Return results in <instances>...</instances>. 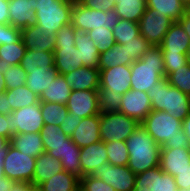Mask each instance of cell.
<instances>
[{
    "label": "cell",
    "mask_w": 190,
    "mask_h": 191,
    "mask_svg": "<svg viewBox=\"0 0 190 191\" xmlns=\"http://www.w3.org/2000/svg\"><path fill=\"white\" fill-rule=\"evenodd\" d=\"M120 18L115 9L107 12L89 9L79 2L73 4L71 24L77 31L88 32L95 29H113Z\"/></svg>",
    "instance_id": "8992f818"
},
{
    "label": "cell",
    "mask_w": 190,
    "mask_h": 191,
    "mask_svg": "<svg viewBox=\"0 0 190 191\" xmlns=\"http://www.w3.org/2000/svg\"><path fill=\"white\" fill-rule=\"evenodd\" d=\"M162 53H189L190 38L179 22H174L160 45Z\"/></svg>",
    "instance_id": "603a6c76"
},
{
    "label": "cell",
    "mask_w": 190,
    "mask_h": 191,
    "mask_svg": "<svg viewBox=\"0 0 190 191\" xmlns=\"http://www.w3.org/2000/svg\"><path fill=\"white\" fill-rule=\"evenodd\" d=\"M9 69V67L0 66V94L4 93V73Z\"/></svg>",
    "instance_id": "e7e4bbea"
},
{
    "label": "cell",
    "mask_w": 190,
    "mask_h": 191,
    "mask_svg": "<svg viewBox=\"0 0 190 191\" xmlns=\"http://www.w3.org/2000/svg\"><path fill=\"white\" fill-rule=\"evenodd\" d=\"M76 191H85L80 186L76 189Z\"/></svg>",
    "instance_id": "2644e50d"
},
{
    "label": "cell",
    "mask_w": 190,
    "mask_h": 191,
    "mask_svg": "<svg viewBox=\"0 0 190 191\" xmlns=\"http://www.w3.org/2000/svg\"><path fill=\"white\" fill-rule=\"evenodd\" d=\"M11 137L18 133H39L43 126L41 105L36 103L11 113Z\"/></svg>",
    "instance_id": "7c38bea8"
},
{
    "label": "cell",
    "mask_w": 190,
    "mask_h": 191,
    "mask_svg": "<svg viewBox=\"0 0 190 191\" xmlns=\"http://www.w3.org/2000/svg\"><path fill=\"white\" fill-rule=\"evenodd\" d=\"M9 143L21 153L33 158H37L41 153L45 152L40 132L14 134Z\"/></svg>",
    "instance_id": "d4e9b609"
},
{
    "label": "cell",
    "mask_w": 190,
    "mask_h": 191,
    "mask_svg": "<svg viewBox=\"0 0 190 191\" xmlns=\"http://www.w3.org/2000/svg\"><path fill=\"white\" fill-rule=\"evenodd\" d=\"M63 76L73 90H99L100 88V70L97 68L82 66Z\"/></svg>",
    "instance_id": "ffe728a7"
},
{
    "label": "cell",
    "mask_w": 190,
    "mask_h": 191,
    "mask_svg": "<svg viewBox=\"0 0 190 191\" xmlns=\"http://www.w3.org/2000/svg\"><path fill=\"white\" fill-rule=\"evenodd\" d=\"M36 158L21 153L10 144L4 159V174L14 182L30 183L33 181Z\"/></svg>",
    "instance_id": "9c48e42d"
},
{
    "label": "cell",
    "mask_w": 190,
    "mask_h": 191,
    "mask_svg": "<svg viewBox=\"0 0 190 191\" xmlns=\"http://www.w3.org/2000/svg\"><path fill=\"white\" fill-rule=\"evenodd\" d=\"M59 73L55 67L50 70L29 71L26 77L25 85L30 88L38 96L48 88L51 82L57 77Z\"/></svg>",
    "instance_id": "d6a6232c"
},
{
    "label": "cell",
    "mask_w": 190,
    "mask_h": 191,
    "mask_svg": "<svg viewBox=\"0 0 190 191\" xmlns=\"http://www.w3.org/2000/svg\"><path fill=\"white\" fill-rule=\"evenodd\" d=\"M108 163L115 166H127L129 153L125 141H111L105 143Z\"/></svg>",
    "instance_id": "f35d334b"
},
{
    "label": "cell",
    "mask_w": 190,
    "mask_h": 191,
    "mask_svg": "<svg viewBox=\"0 0 190 191\" xmlns=\"http://www.w3.org/2000/svg\"><path fill=\"white\" fill-rule=\"evenodd\" d=\"M169 84L178 88L183 93L190 96V65L189 63L171 72L167 76Z\"/></svg>",
    "instance_id": "60d3db41"
},
{
    "label": "cell",
    "mask_w": 190,
    "mask_h": 191,
    "mask_svg": "<svg viewBox=\"0 0 190 191\" xmlns=\"http://www.w3.org/2000/svg\"><path fill=\"white\" fill-rule=\"evenodd\" d=\"M73 3L65 0H35V24L46 36L55 34L71 23Z\"/></svg>",
    "instance_id": "5b68a950"
},
{
    "label": "cell",
    "mask_w": 190,
    "mask_h": 191,
    "mask_svg": "<svg viewBox=\"0 0 190 191\" xmlns=\"http://www.w3.org/2000/svg\"><path fill=\"white\" fill-rule=\"evenodd\" d=\"M188 62H189V65H190V50H189V53H188Z\"/></svg>",
    "instance_id": "8c879c8a"
},
{
    "label": "cell",
    "mask_w": 190,
    "mask_h": 191,
    "mask_svg": "<svg viewBox=\"0 0 190 191\" xmlns=\"http://www.w3.org/2000/svg\"><path fill=\"white\" fill-rule=\"evenodd\" d=\"M151 111L150 97L146 92L130 89L122 95L120 113L141 123Z\"/></svg>",
    "instance_id": "5bb4252c"
},
{
    "label": "cell",
    "mask_w": 190,
    "mask_h": 191,
    "mask_svg": "<svg viewBox=\"0 0 190 191\" xmlns=\"http://www.w3.org/2000/svg\"><path fill=\"white\" fill-rule=\"evenodd\" d=\"M162 173L160 166H156L137 174L133 191H157L158 178Z\"/></svg>",
    "instance_id": "74e56055"
},
{
    "label": "cell",
    "mask_w": 190,
    "mask_h": 191,
    "mask_svg": "<svg viewBox=\"0 0 190 191\" xmlns=\"http://www.w3.org/2000/svg\"><path fill=\"white\" fill-rule=\"evenodd\" d=\"M9 3L0 0V24H9Z\"/></svg>",
    "instance_id": "9f6ffc18"
},
{
    "label": "cell",
    "mask_w": 190,
    "mask_h": 191,
    "mask_svg": "<svg viewBox=\"0 0 190 191\" xmlns=\"http://www.w3.org/2000/svg\"><path fill=\"white\" fill-rule=\"evenodd\" d=\"M190 143L188 137L183 132L181 137H175L166 141L162 146L161 149H179V148H189Z\"/></svg>",
    "instance_id": "816d5d0a"
},
{
    "label": "cell",
    "mask_w": 190,
    "mask_h": 191,
    "mask_svg": "<svg viewBox=\"0 0 190 191\" xmlns=\"http://www.w3.org/2000/svg\"><path fill=\"white\" fill-rule=\"evenodd\" d=\"M190 165V147L179 149H161L159 166L173 177Z\"/></svg>",
    "instance_id": "2e32d148"
},
{
    "label": "cell",
    "mask_w": 190,
    "mask_h": 191,
    "mask_svg": "<svg viewBox=\"0 0 190 191\" xmlns=\"http://www.w3.org/2000/svg\"><path fill=\"white\" fill-rule=\"evenodd\" d=\"M182 128L190 143V113L182 120Z\"/></svg>",
    "instance_id": "94428289"
},
{
    "label": "cell",
    "mask_w": 190,
    "mask_h": 191,
    "mask_svg": "<svg viewBox=\"0 0 190 191\" xmlns=\"http://www.w3.org/2000/svg\"><path fill=\"white\" fill-rule=\"evenodd\" d=\"M140 124L160 146L183 133L182 121L163 110H152Z\"/></svg>",
    "instance_id": "52a82bcc"
},
{
    "label": "cell",
    "mask_w": 190,
    "mask_h": 191,
    "mask_svg": "<svg viewBox=\"0 0 190 191\" xmlns=\"http://www.w3.org/2000/svg\"><path fill=\"white\" fill-rule=\"evenodd\" d=\"M157 191H178L177 185L175 184V178L163 172L158 178Z\"/></svg>",
    "instance_id": "f907efd6"
},
{
    "label": "cell",
    "mask_w": 190,
    "mask_h": 191,
    "mask_svg": "<svg viewBox=\"0 0 190 191\" xmlns=\"http://www.w3.org/2000/svg\"><path fill=\"white\" fill-rule=\"evenodd\" d=\"M67 2H71L73 4L80 2L81 0H65Z\"/></svg>",
    "instance_id": "89a4df30"
},
{
    "label": "cell",
    "mask_w": 190,
    "mask_h": 191,
    "mask_svg": "<svg viewBox=\"0 0 190 191\" xmlns=\"http://www.w3.org/2000/svg\"><path fill=\"white\" fill-rule=\"evenodd\" d=\"M8 151V146L5 149L0 150V182H4V159Z\"/></svg>",
    "instance_id": "91938a15"
},
{
    "label": "cell",
    "mask_w": 190,
    "mask_h": 191,
    "mask_svg": "<svg viewBox=\"0 0 190 191\" xmlns=\"http://www.w3.org/2000/svg\"><path fill=\"white\" fill-rule=\"evenodd\" d=\"M8 9L12 26L22 29L35 24V0H11Z\"/></svg>",
    "instance_id": "d6986e66"
},
{
    "label": "cell",
    "mask_w": 190,
    "mask_h": 191,
    "mask_svg": "<svg viewBox=\"0 0 190 191\" xmlns=\"http://www.w3.org/2000/svg\"><path fill=\"white\" fill-rule=\"evenodd\" d=\"M120 19L139 22L147 8L146 0H113Z\"/></svg>",
    "instance_id": "4dcf8cb0"
},
{
    "label": "cell",
    "mask_w": 190,
    "mask_h": 191,
    "mask_svg": "<svg viewBox=\"0 0 190 191\" xmlns=\"http://www.w3.org/2000/svg\"><path fill=\"white\" fill-rule=\"evenodd\" d=\"M27 73L20 65H11L4 73V90L23 86L26 83Z\"/></svg>",
    "instance_id": "7bdbcfd3"
},
{
    "label": "cell",
    "mask_w": 190,
    "mask_h": 191,
    "mask_svg": "<svg viewBox=\"0 0 190 191\" xmlns=\"http://www.w3.org/2000/svg\"><path fill=\"white\" fill-rule=\"evenodd\" d=\"M72 88L65 81L63 75L58 74L39 96L40 102H51L65 105L71 94Z\"/></svg>",
    "instance_id": "4316f807"
},
{
    "label": "cell",
    "mask_w": 190,
    "mask_h": 191,
    "mask_svg": "<svg viewBox=\"0 0 190 191\" xmlns=\"http://www.w3.org/2000/svg\"><path fill=\"white\" fill-rule=\"evenodd\" d=\"M178 191H190V188L185 189V190H178Z\"/></svg>",
    "instance_id": "34e18365"
},
{
    "label": "cell",
    "mask_w": 190,
    "mask_h": 191,
    "mask_svg": "<svg viewBox=\"0 0 190 191\" xmlns=\"http://www.w3.org/2000/svg\"><path fill=\"white\" fill-rule=\"evenodd\" d=\"M100 70V88L123 95L131 89V66L120 65Z\"/></svg>",
    "instance_id": "9a60e30c"
},
{
    "label": "cell",
    "mask_w": 190,
    "mask_h": 191,
    "mask_svg": "<svg viewBox=\"0 0 190 191\" xmlns=\"http://www.w3.org/2000/svg\"><path fill=\"white\" fill-rule=\"evenodd\" d=\"M21 39L26 49L36 52H54L55 37L45 36L37 24L21 29Z\"/></svg>",
    "instance_id": "44dd1931"
},
{
    "label": "cell",
    "mask_w": 190,
    "mask_h": 191,
    "mask_svg": "<svg viewBox=\"0 0 190 191\" xmlns=\"http://www.w3.org/2000/svg\"><path fill=\"white\" fill-rule=\"evenodd\" d=\"M54 52L49 51H31L26 50L24 57L21 59L20 66L25 69L26 73L29 71L50 70L55 64Z\"/></svg>",
    "instance_id": "83f0119b"
},
{
    "label": "cell",
    "mask_w": 190,
    "mask_h": 191,
    "mask_svg": "<svg viewBox=\"0 0 190 191\" xmlns=\"http://www.w3.org/2000/svg\"><path fill=\"white\" fill-rule=\"evenodd\" d=\"M127 47L115 43L110 49L104 51L99 56L98 69H108L120 65H132L133 62L129 59Z\"/></svg>",
    "instance_id": "f546056e"
},
{
    "label": "cell",
    "mask_w": 190,
    "mask_h": 191,
    "mask_svg": "<svg viewBox=\"0 0 190 191\" xmlns=\"http://www.w3.org/2000/svg\"><path fill=\"white\" fill-rule=\"evenodd\" d=\"M79 3L86 8L105 12L115 9L116 5L113 0H81Z\"/></svg>",
    "instance_id": "681fc988"
},
{
    "label": "cell",
    "mask_w": 190,
    "mask_h": 191,
    "mask_svg": "<svg viewBox=\"0 0 190 191\" xmlns=\"http://www.w3.org/2000/svg\"><path fill=\"white\" fill-rule=\"evenodd\" d=\"M54 59V67L61 75L82 67V60L75 45H55Z\"/></svg>",
    "instance_id": "7402d4cb"
},
{
    "label": "cell",
    "mask_w": 190,
    "mask_h": 191,
    "mask_svg": "<svg viewBox=\"0 0 190 191\" xmlns=\"http://www.w3.org/2000/svg\"><path fill=\"white\" fill-rule=\"evenodd\" d=\"M99 111L100 113L106 112H119L122 95L119 93H110V89H99Z\"/></svg>",
    "instance_id": "ab89813d"
},
{
    "label": "cell",
    "mask_w": 190,
    "mask_h": 191,
    "mask_svg": "<svg viewBox=\"0 0 190 191\" xmlns=\"http://www.w3.org/2000/svg\"><path fill=\"white\" fill-rule=\"evenodd\" d=\"M80 187L85 191H115L109 184L92 175H85L80 179Z\"/></svg>",
    "instance_id": "bcb514c9"
},
{
    "label": "cell",
    "mask_w": 190,
    "mask_h": 191,
    "mask_svg": "<svg viewBox=\"0 0 190 191\" xmlns=\"http://www.w3.org/2000/svg\"><path fill=\"white\" fill-rule=\"evenodd\" d=\"M99 128V114L82 118L70 138L81 149L101 141Z\"/></svg>",
    "instance_id": "e0dca14e"
},
{
    "label": "cell",
    "mask_w": 190,
    "mask_h": 191,
    "mask_svg": "<svg viewBox=\"0 0 190 191\" xmlns=\"http://www.w3.org/2000/svg\"><path fill=\"white\" fill-rule=\"evenodd\" d=\"M174 23L169 17L155 13L146 8L143 16L139 19L140 34L152 45L160 46L169 27Z\"/></svg>",
    "instance_id": "30bf717a"
},
{
    "label": "cell",
    "mask_w": 190,
    "mask_h": 191,
    "mask_svg": "<svg viewBox=\"0 0 190 191\" xmlns=\"http://www.w3.org/2000/svg\"><path fill=\"white\" fill-rule=\"evenodd\" d=\"M11 105L8 103V98L5 93L0 94V113L10 115L12 113Z\"/></svg>",
    "instance_id": "6f0895ef"
},
{
    "label": "cell",
    "mask_w": 190,
    "mask_h": 191,
    "mask_svg": "<svg viewBox=\"0 0 190 191\" xmlns=\"http://www.w3.org/2000/svg\"><path fill=\"white\" fill-rule=\"evenodd\" d=\"M147 94L152 110H163L181 121L190 113V96L171 86L167 77L152 85Z\"/></svg>",
    "instance_id": "3957f363"
},
{
    "label": "cell",
    "mask_w": 190,
    "mask_h": 191,
    "mask_svg": "<svg viewBox=\"0 0 190 191\" xmlns=\"http://www.w3.org/2000/svg\"><path fill=\"white\" fill-rule=\"evenodd\" d=\"M99 122L101 141L105 143L126 141L140 125L137 120L120 112L100 113Z\"/></svg>",
    "instance_id": "ba28073f"
},
{
    "label": "cell",
    "mask_w": 190,
    "mask_h": 191,
    "mask_svg": "<svg viewBox=\"0 0 190 191\" xmlns=\"http://www.w3.org/2000/svg\"><path fill=\"white\" fill-rule=\"evenodd\" d=\"M73 116L81 118L100 114L98 90H73L65 104Z\"/></svg>",
    "instance_id": "4fadbf2b"
},
{
    "label": "cell",
    "mask_w": 190,
    "mask_h": 191,
    "mask_svg": "<svg viewBox=\"0 0 190 191\" xmlns=\"http://www.w3.org/2000/svg\"><path fill=\"white\" fill-rule=\"evenodd\" d=\"M41 186L44 191H76L80 186V179L63 170L42 183Z\"/></svg>",
    "instance_id": "836d02e7"
},
{
    "label": "cell",
    "mask_w": 190,
    "mask_h": 191,
    "mask_svg": "<svg viewBox=\"0 0 190 191\" xmlns=\"http://www.w3.org/2000/svg\"><path fill=\"white\" fill-rule=\"evenodd\" d=\"M147 7L178 22L186 13V4L182 0H146Z\"/></svg>",
    "instance_id": "f1b7e54d"
},
{
    "label": "cell",
    "mask_w": 190,
    "mask_h": 191,
    "mask_svg": "<svg viewBox=\"0 0 190 191\" xmlns=\"http://www.w3.org/2000/svg\"><path fill=\"white\" fill-rule=\"evenodd\" d=\"M29 183L14 182L11 191H28Z\"/></svg>",
    "instance_id": "be15d7a7"
},
{
    "label": "cell",
    "mask_w": 190,
    "mask_h": 191,
    "mask_svg": "<svg viewBox=\"0 0 190 191\" xmlns=\"http://www.w3.org/2000/svg\"><path fill=\"white\" fill-rule=\"evenodd\" d=\"M129 53V59L132 62L141 60L143 55L149 50L152 45L140 34L135 40H130L128 43H124Z\"/></svg>",
    "instance_id": "ee69618b"
},
{
    "label": "cell",
    "mask_w": 190,
    "mask_h": 191,
    "mask_svg": "<svg viewBox=\"0 0 190 191\" xmlns=\"http://www.w3.org/2000/svg\"><path fill=\"white\" fill-rule=\"evenodd\" d=\"M125 142L129 153L127 166L134 174L159 166L161 146L141 124Z\"/></svg>",
    "instance_id": "7a4b0ae2"
},
{
    "label": "cell",
    "mask_w": 190,
    "mask_h": 191,
    "mask_svg": "<svg viewBox=\"0 0 190 191\" xmlns=\"http://www.w3.org/2000/svg\"><path fill=\"white\" fill-rule=\"evenodd\" d=\"M165 77L164 61L160 46H152L143 55L141 60L131 65V89L148 92Z\"/></svg>",
    "instance_id": "277c9868"
},
{
    "label": "cell",
    "mask_w": 190,
    "mask_h": 191,
    "mask_svg": "<svg viewBox=\"0 0 190 191\" xmlns=\"http://www.w3.org/2000/svg\"><path fill=\"white\" fill-rule=\"evenodd\" d=\"M186 13L190 15V2L186 4Z\"/></svg>",
    "instance_id": "a7ac6f4b"
},
{
    "label": "cell",
    "mask_w": 190,
    "mask_h": 191,
    "mask_svg": "<svg viewBox=\"0 0 190 191\" xmlns=\"http://www.w3.org/2000/svg\"><path fill=\"white\" fill-rule=\"evenodd\" d=\"M4 93L8 98V103L11 105L12 111L40 103L39 96L26 85L10 90H4Z\"/></svg>",
    "instance_id": "1f68e13d"
},
{
    "label": "cell",
    "mask_w": 190,
    "mask_h": 191,
    "mask_svg": "<svg viewBox=\"0 0 190 191\" xmlns=\"http://www.w3.org/2000/svg\"><path fill=\"white\" fill-rule=\"evenodd\" d=\"M14 181L4 176V182H0V191H11Z\"/></svg>",
    "instance_id": "6125c7cd"
},
{
    "label": "cell",
    "mask_w": 190,
    "mask_h": 191,
    "mask_svg": "<svg viewBox=\"0 0 190 191\" xmlns=\"http://www.w3.org/2000/svg\"><path fill=\"white\" fill-rule=\"evenodd\" d=\"M115 43L123 45L130 40H135L140 35L139 24L124 19H120L112 29Z\"/></svg>",
    "instance_id": "8d00e7d4"
},
{
    "label": "cell",
    "mask_w": 190,
    "mask_h": 191,
    "mask_svg": "<svg viewBox=\"0 0 190 191\" xmlns=\"http://www.w3.org/2000/svg\"><path fill=\"white\" fill-rule=\"evenodd\" d=\"M92 176L103 180L115 191H133L136 174L128 166H115L109 163L101 164Z\"/></svg>",
    "instance_id": "8fae6325"
},
{
    "label": "cell",
    "mask_w": 190,
    "mask_h": 191,
    "mask_svg": "<svg viewBox=\"0 0 190 191\" xmlns=\"http://www.w3.org/2000/svg\"><path fill=\"white\" fill-rule=\"evenodd\" d=\"M21 39V29L11 24H0V45L13 44Z\"/></svg>",
    "instance_id": "7dc6e473"
},
{
    "label": "cell",
    "mask_w": 190,
    "mask_h": 191,
    "mask_svg": "<svg viewBox=\"0 0 190 191\" xmlns=\"http://www.w3.org/2000/svg\"><path fill=\"white\" fill-rule=\"evenodd\" d=\"M10 140L0 136V150L5 149L10 143Z\"/></svg>",
    "instance_id": "003e7915"
},
{
    "label": "cell",
    "mask_w": 190,
    "mask_h": 191,
    "mask_svg": "<svg viewBox=\"0 0 190 191\" xmlns=\"http://www.w3.org/2000/svg\"><path fill=\"white\" fill-rule=\"evenodd\" d=\"M91 40L94 41L95 47L99 54L110 49L115 45V39L112 29H95L87 32Z\"/></svg>",
    "instance_id": "b9f144b4"
},
{
    "label": "cell",
    "mask_w": 190,
    "mask_h": 191,
    "mask_svg": "<svg viewBox=\"0 0 190 191\" xmlns=\"http://www.w3.org/2000/svg\"><path fill=\"white\" fill-rule=\"evenodd\" d=\"M185 4H188L190 0H182Z\"/></svg>",
    "instance_id": "753ad0ef"
},
{
    "label": "cell",
    "mask_w": 190,
    "mask_h": 191,
    "mask_svg": "<svg viewBox=\"0 0 190 191\" xmlns=\"http://www.w3.org/2000/svg\"><path fill=\"white\" fill-rule=\"evenodd\" d=\"M75 47L79 51L82 66L98 69L100 54L87 32L76 30Z\"/></svg>",
    "instance_id": "484cf974"
},
{
    "label": "cell",
    "mask_w": 190,
    "mask_h": 191,
    "mask_svg": "<svg viewBox=\"0 0 190 191\" xmlns=\"http://www.w3.org/2000/svg\"><path fill=\"white\" fill-rule=\"evenodd\" d=\"M28 191H44L43 187L39 184L29 183Z\"/></svg>",
    "instance_id": "03108f58"
},
{
    "label": "cell",
    "mask_w": 190,
    "mask_h": 191,
    "mask_svg": "<svg viewBox=\"0 0 190 191\" xmlns=\"http://www.w3.org/2000/svg\"><path fill=\"white\" fill-rule=\"evenodd\" d=\"M26 47L20 39L13 44L0 45V66L10 67L11 65H20L21 59L24 57Z\"/></svg>",
    "instance_id": "e575fe53"
},
{
    "label": "cell",
    "mask_w": 190,
    "mask_h": 191,
    "mask_svg": "<svg viewBox=\"0 0 190 191\" xmlns=\"http://www.w3.org/2000/svg\"><path fill=\"white\" fill-rule=\"evenodd\" d=\"M178 22L180 23L184 31L187 33V36L190 38V15L185 13Z\"/></svg>",
    "instance_id": "680465c9"
},
{
    "label": "cell",
    "mask_w": 190,
    "mask_h": 191,
    "mask_svg": "<svg viewBox=\"0 0 190 191\" xmlns=\"http://www.w3.org/2000/svg\"><path fill=\"white\" fill-rule=\"evenodd\" d=\"M4 2H6V3H9L11 0H3Z\"/></svg>",
    "instance_id": "11e5206c"
},
{
    "label": "cell",
    "mask_w": 190,
    "mask_h": 191,
    "mask_svg": "<svg viewBox=\"0 0 190 191\" xmlns=\"http://www.w3.org/2000/svg\"><path fill=\"white\" fill-rule=\"evenodd\" d=\"M41 114L45 125L61 126L68 114L67 107L59 103L40 102Z\"/></svg>",
    "instance_id": "d590c367"
},
{
    "label": "cell",
    "mask_w": 190,
    "mask_h": 191,
    "mask_svg": "<svg viewBox=\"0 0 190 191\" xmlns=\"http://www.w3.org/2000/svg\"><path fill=\"white\" fill-rule=\"evenodd\" d=\"M11 114L3 115L0 113V136L11 139Z\"/></svg>",
    "instance_id": "11a10c76"
},
{
    "label": "cell",
    "mask_w": 190,
    "mask_h": 191,
    "mask_svg": "<svg viewBox=\"0 0 190 191\" xmlns=\"http://www.w3.org/2000/svg\"><path fill=\"white\" fill-rule=\"evenodd\" d=\"M82 177L91 175L101 164L108 163L105 142L100 141L80 149Z\"/></svg>",
    "instance_id": "ac0fdd59"
},
{
    "label": "cell",
    "mask_w": 190,
    "mask_h": 191,
    "mask_svg": "<svg viewBox=\"0 0 190 191\" xmlns=\"http://www.w3.org/2000/svg\"><path fill=\"white\" fill-rule=\"evenodd\" d=\"M174 178L178 190H185L190 188V165L189 167L180 171Z\"/></svg>",
    "instance_id": "db71d44e"
},
{
    "label": "cell",
    "mask_w": 190,
    "mask_h": 191,
    "mask_svg": "<svg viewBox=\"0 0 190 191\" xmlns=\"http://www.w3.org/2000/svg\"><path fill=\"white\" fill-rule=\"evenodd\" d=\"M62 171L63 167L60 160L52 157L47 152L41 153L36 158L32 183L41 185Z\"/></svg>",
    "instance_id": "cb8c5ba5"
},
{
    "label": "cell",
    "mask_w": 190,
    "mask_h": 191,
    "mask_svg": "<svg viewBox=\"0 0 190 191\" xmlns=\"http://www.w3.org/2000/svg\"><path fill=\"white\" fill-rule=\"evenodd\" d=\"M40 134L45 152L60 160L64 171L81 179V150L61 126L44 125Z\"/></svg>",
    "instance_id": "6da1fadb"
},
{
    "label": "cell",
    "mask_w": 190,
    "mask_h": 191,
    "mask_svg": "<svg viewBox=\"0 0 190 191\" xmlns=\"http://www.w3.org/2000/svg\"><path fill=\"white\" fill-rule=\"evenodd\" d=\"M81 119L82 118L80 116H73L71 115V113L68 112L67 116L61 124L62 130L67 134V136L71 137L72 133L79 125Z\"/></svg>",
    "instance_id": "f5cc1de1"
},
{
    "label": "cell",
    "mask_w": 190,
    "mask_h": 191,
    "mask_svg": "<svg viewBox=\"0 0 190 191\" xmlns=\"http://www.w3.org/2000/svg\"><path fill=\"white\" fill-rule=\"evenodd\" d=\"M75 36L76 29L71 23L67 24L55 34V45H75Z\"/></svg>",
    "instance_id": "c3c4849f"
},
{
    "label": "cell",
    "mask_w": 190,
    "mask_h": 191,
    "mask_svg": "<svg viewBox=\"0 0 190 191\" xmlns=\"http://www.w3.org/2000/svg\"><path fill=\"white\" fill-rule=\"evenodd\" d=\"M164 61L165 77L180 67L187 65L188 53H162Z\"/></svg>",
    "instance_id": "f6af8a7d"
}]
</instances>
